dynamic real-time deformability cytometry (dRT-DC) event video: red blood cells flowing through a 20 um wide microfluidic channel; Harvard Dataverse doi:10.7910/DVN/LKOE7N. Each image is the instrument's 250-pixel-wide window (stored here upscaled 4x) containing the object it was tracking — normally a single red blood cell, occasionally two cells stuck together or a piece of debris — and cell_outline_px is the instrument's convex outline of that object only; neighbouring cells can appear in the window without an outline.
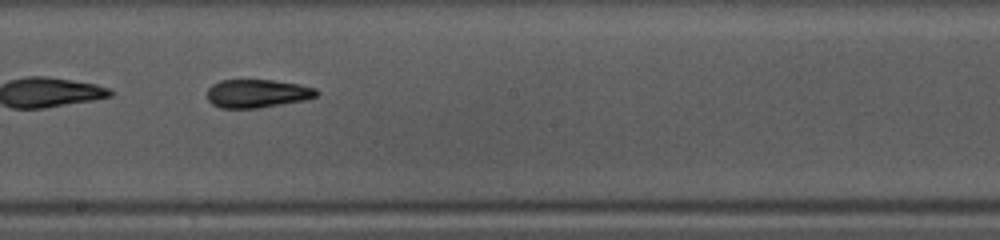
{"species": "common noctule bat (a hibernating species)", "species_latin": "Nyctalus noctula", "temperature_condition": "warm", "stored_images_in_passage": 40, "segment_of_instrument_passage": [2, 2], "camera_frame_rate_fps": 3000, "um_per_image_px": 0.085, "animal": {"sex": "female", "body_mass_g": 10.0, "forearm_length_mm": 53.1}, "frame": {"image": 1, "passage_image": 20, "time_ms": 6.333, "image_size_px": [1000, 240], "cell_outline_px": [[320, 92], [316, 96], [304, 100], [256, 108], [220, 108], [212, 104], [208, 100], [208, 88], [212, 84], [220, 80], [272, 80], [300, 84], [316, 88]], "centroid_in_image_um": [21.86, 7.94], "position_along_channel_um": 226.3, "area_um2": 18.03}}
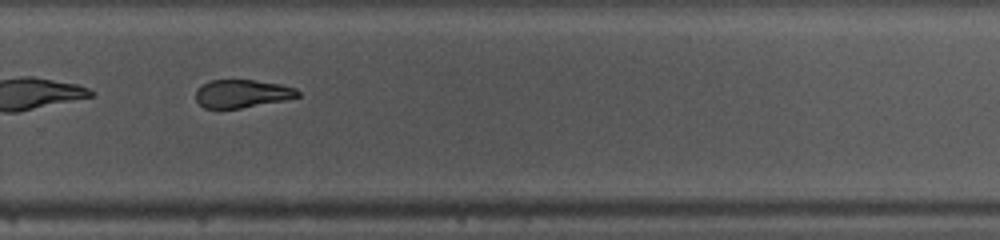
{"frame": {"image": 2, "passage_image": 26, "time_ms": 8.333, "image_size_px": [1000, 240], "cell_outline_px": [[300, 96], [284, 100], [240, 108], [204, 108], [196, 100], [196, 92], [200, 84], [212, 80], [252, 80], [280, 84], [296, 88], [300, 92]], "centroid_in_image_um": [20.57, 7.95], "position_along_channel_um": 309.2, "area_um2": 16.59}}
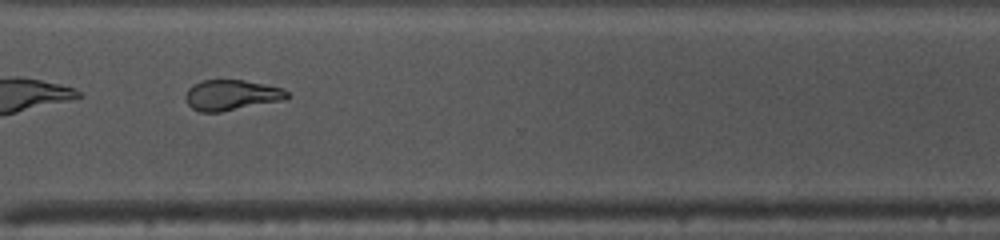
{"frame": {"image": 3, "passage_image": 29, "time_ms": 9.333, "image_size_px": [1000, 240], "cell_outline_px": [[288, 96], [284, 100], [220, 112], [200, 112], [192, 108], [188, 104], [184, 96], [188, 88], [192, 84], [204, 80], [244, 80], [284, 88], [288, 92]], "centroid_in_image_um": [19.65, 8.08], "position_along_channel_um": 350.9, "area_um2": 18.09}}